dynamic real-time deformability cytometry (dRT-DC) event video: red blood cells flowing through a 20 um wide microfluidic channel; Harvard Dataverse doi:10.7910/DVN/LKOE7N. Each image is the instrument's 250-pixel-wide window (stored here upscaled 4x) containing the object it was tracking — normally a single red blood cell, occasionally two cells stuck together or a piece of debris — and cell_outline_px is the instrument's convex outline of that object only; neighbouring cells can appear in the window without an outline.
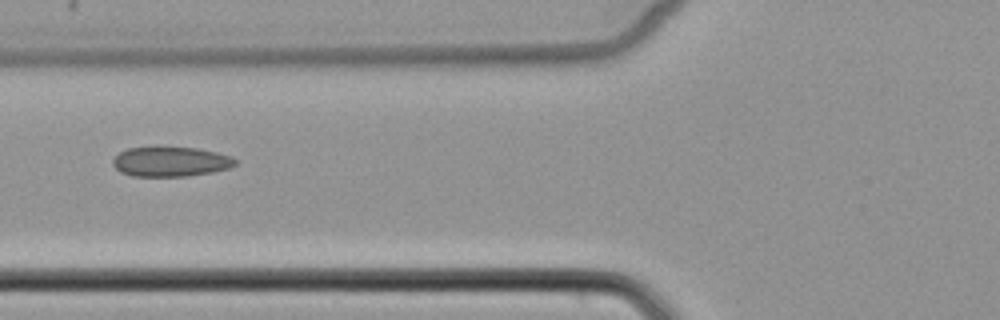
{"species": "common noctule bat (a hibernating species)", "species_latin": "Nyctalus noctula", "temperature_condition": "cold", "stored_images_in_passage": 6, "camera_frame_rate_fps": 3000, "um_per_image_px": 0.085, "animal": {"sex": "female", "body_mass_g": 22.7, "forearm_length_mm": 54.2}, "frame": {"image": 1, "passage_image": 5, "time_ms": 5.0, "image_size_px": [1000, 320], "cell_outline_px": [[236, 164], [228, 168], [212, 172], [188, 176], [132, 176], [120, 172], [112, 164], [112, 160], [120, 152], [128, 148], [196, 148], [216, 152], [232, 156], [236, 160]], "centroid_in_image_um": [14.5, 13.75], "position_along_channel_um": 111.3, "area_um2": 20.98}}
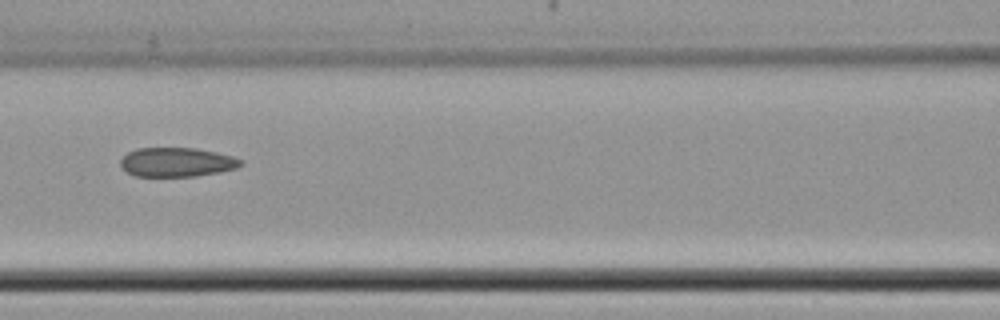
{"frame": {"image": 2, "passage_image": 6, "time_ms": 6.0, "image_size_px": [1000, 320], "cell_outline_px": [[244, 164], [236, 168], [220, 172], [196, 176], [136, 176], [128, 172], [120, 164], [120, 160], [128, 152], [136, 148], [196, 148], [216, 152], [232, 156], [244, 160]], "centroid_in_image_um": [15.07, 13.78], "position_along_channel_um": 151.5, "area_um2": 20.46}}